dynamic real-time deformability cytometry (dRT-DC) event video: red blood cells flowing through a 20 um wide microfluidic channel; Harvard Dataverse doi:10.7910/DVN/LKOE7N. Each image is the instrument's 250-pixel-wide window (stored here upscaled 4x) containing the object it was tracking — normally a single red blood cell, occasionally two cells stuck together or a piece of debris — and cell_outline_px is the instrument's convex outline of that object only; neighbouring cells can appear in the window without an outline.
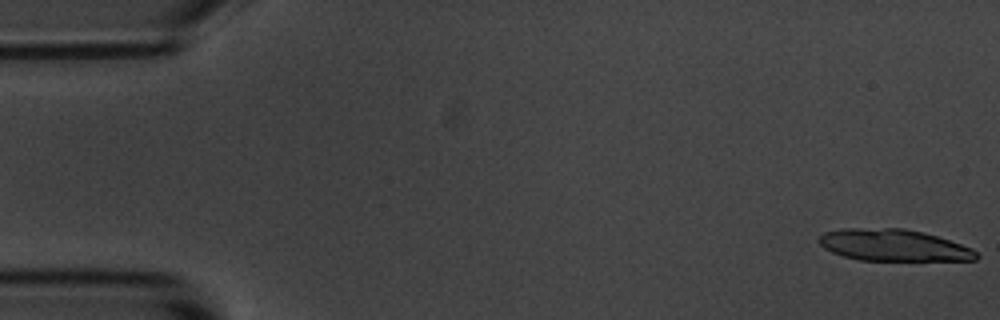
{"species": "common noctule bat (a hibernating species)", "species_latin": "Nyctalus noctula", "temperature_condition": "room temperature", "stored_images_in_passage": 7, "camera_frame_rate_fps": 3000, "um_per_image_px": 0.085, "animal": {"sex": "male", "body_mass_g": 20.1, "forearm_length_mm": 53.5}, "frame": {"image": 1, "passage_image": 1, "time_ms": 0.0, "image_size_px": [1000, 320], "cell_outline_px": [[980, 256], [976, 260], [860, 260], [844, 256], [832, 252], [824, 248], [816, 240], [824, 232], [840, 228], [904, 228], [924, 232], [972, 248]], "centroid_in_image_um": [75.92, 20.83], "position_along_channel_um": 9.1, "area_um2": 29.07}}